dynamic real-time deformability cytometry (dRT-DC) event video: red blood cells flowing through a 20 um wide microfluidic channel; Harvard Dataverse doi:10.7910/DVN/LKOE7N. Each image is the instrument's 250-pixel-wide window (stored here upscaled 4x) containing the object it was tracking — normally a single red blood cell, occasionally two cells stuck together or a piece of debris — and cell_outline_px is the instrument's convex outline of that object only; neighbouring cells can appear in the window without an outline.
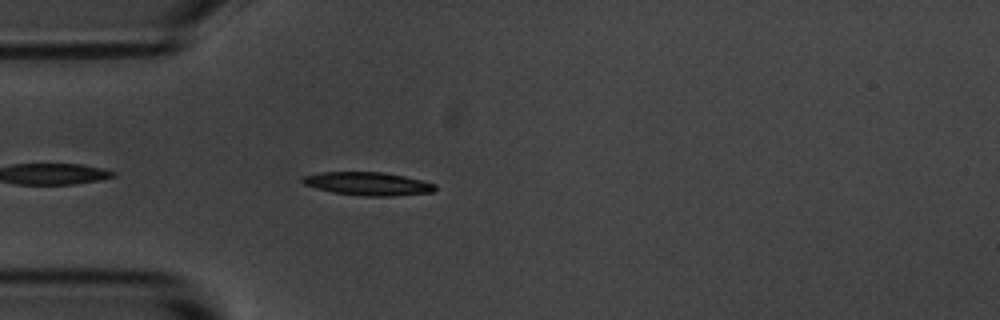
{"species": "common noctule bat (a hibernating species)", "species_latin": "Nyctalus noctula", "temperature_condition": "room temperature", "stored_images_in_passage": 4, "camera_frame_rate_fps": 3000, "um_per_image_px": 0.085, "animal": {"sex": "male", "body_mass_g": 20.1, "forearm_length_mm": 53.5}, "frame": {"image": 1, "passage_image": 4, "time_ms": 4.333, "image_size_px": [1000, 320], "cell_outline_px": [[436, 188], [432, 192], [392, 196], [364, 196], [332, 192], [316, 188], [304, 184], [300, 180], [300, 176], [320, 172], [384, 172], [404, 176], [436, 184]], "centroid_in_image_um": [31.22, 15.61], "position_along_channel_um": 53.8, "area_um2": 17.98}}